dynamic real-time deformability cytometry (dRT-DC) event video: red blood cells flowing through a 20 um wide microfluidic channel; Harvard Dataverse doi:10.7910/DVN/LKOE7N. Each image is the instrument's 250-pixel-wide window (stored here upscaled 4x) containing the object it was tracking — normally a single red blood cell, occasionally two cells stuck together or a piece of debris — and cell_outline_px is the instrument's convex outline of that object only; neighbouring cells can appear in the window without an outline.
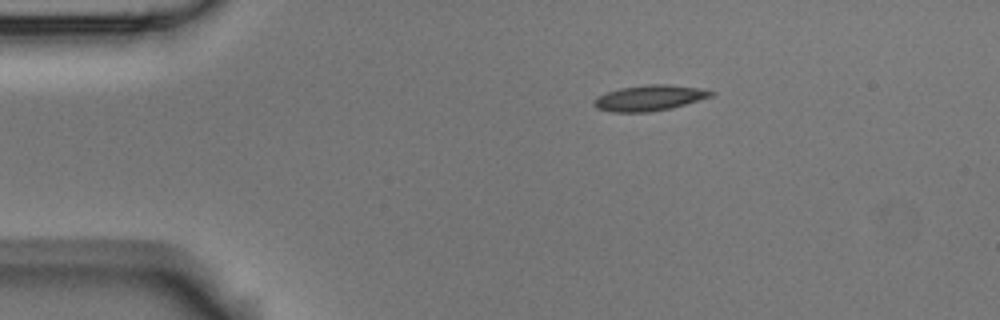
{"species": "Egyptian fruit bat (a non-hibernating species)", "species_latin": "Rousettus aegyptiacus", "temperature_condition": "room temperature", "stored_images_in_passage": 9, "camera_frame_rate_fps": 3000, "um_per_image_px": 0.085, "animal": {"sex": "male"}, "frame": {"image": 1, "passage_image": 1, "time_ms": 0.0, "image_size_px": [1000, 320], "cell_outline_px": [[716, 92], [712, 96], [672, 108], [648, 112], [608, 112], [596, 108], [592, 104], [600, 96], [608, 92], [620, 88], [648, 84], [668, 84], [696, 88]], "centroid_in_image_um": [55.19, 8.33], "position_along_channel_um": 29.8, "area_um2": 17.28}}
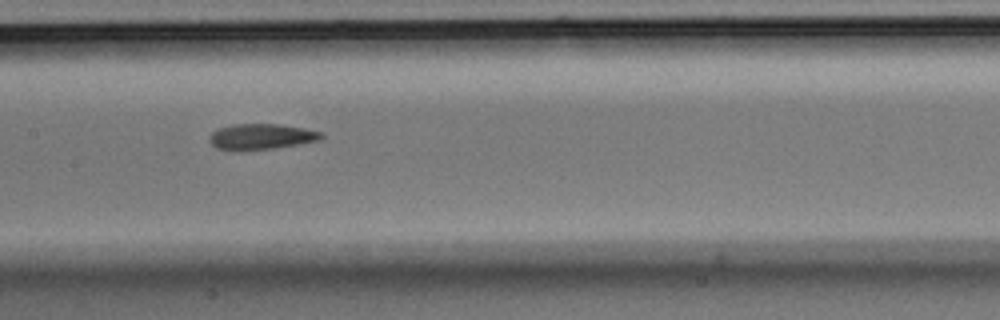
{"frame": {"image": 2, "passage_image": 6, "time_ms": 1.667, "image_size_px": [1000, 320], "cell_outline_px": [[324, 136], [320, 140], [272, 148], [240, 152], [236, 152], [216, 148], [208, 140], [208, 136], [212, 132], [220, 128], [232, 124], [276, 124], [304, 128], [324, 132]], "centroid_in_image_um": [22.16, 11.63], "position_along_channel_um": 185.2, "area_um2": 16.99}}
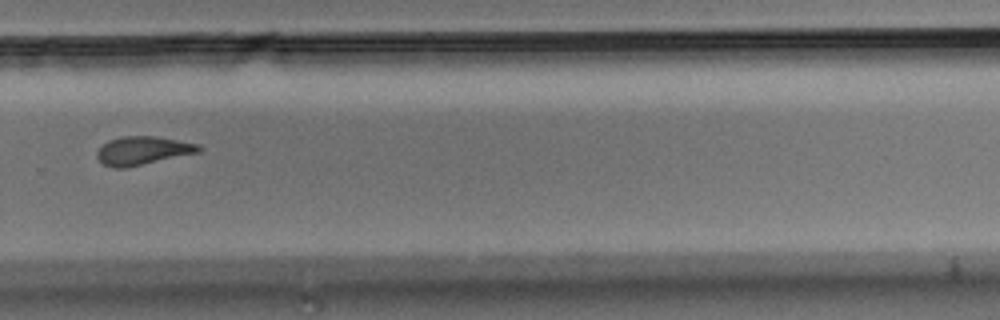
{"frame": {"image": 3, "passage_image": 9, "time_ms": 2.667, "image_size_px": [1000, 320], "cell_outline_px": [[204, 148], [200, 152], [124, 168], [116, 168], [104, 164], [96, 156], [96, 152], [108, 140], [124, 136], [156, 136], [200, 144]], "centroid_in_image_um": [12.17, 12.79], "position_along_channel_um": 317.6, "area_um2": 16.76}}